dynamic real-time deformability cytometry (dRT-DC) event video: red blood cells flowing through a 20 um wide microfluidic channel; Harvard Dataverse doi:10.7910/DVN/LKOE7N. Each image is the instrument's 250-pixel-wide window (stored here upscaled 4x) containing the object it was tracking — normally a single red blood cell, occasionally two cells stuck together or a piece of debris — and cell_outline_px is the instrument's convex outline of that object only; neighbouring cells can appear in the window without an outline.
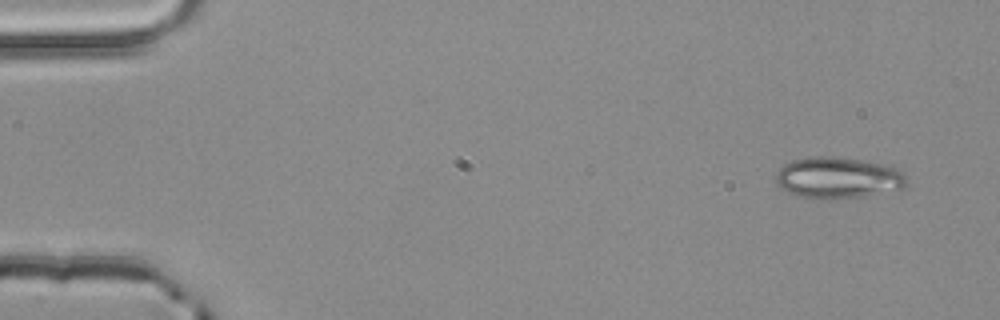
{"species": "common noctule bat (a hibernating species)", "species_latin": "Nyctalus noctula", "temperature_condition": "room temperature", "stored_images_in_passage": 4, "camera_frame_rate_fps": 3000, "um_per_image_px": 0.085, "animal": {"sex": "male", "body_mass_g": 20.4}, "frame": {"image": 1, "passage_image": 1, "time_ms": 0.0, "image_size_px": [1000, 320], "cell_outline_px": [[908, 184], [904, 188], [864, 196], [832, 200], [816, 200], [796, 196], [780, 188], [776, 184], [776, 172], [784, 164], [792, 160], [812, 156], [836, 156], [892, 164], [904, 172], [908, 176]], "centroid_in_image_um": [71.27, 15.11], "position_along_channel_um": 13.7, "area_um2": 32.66}}